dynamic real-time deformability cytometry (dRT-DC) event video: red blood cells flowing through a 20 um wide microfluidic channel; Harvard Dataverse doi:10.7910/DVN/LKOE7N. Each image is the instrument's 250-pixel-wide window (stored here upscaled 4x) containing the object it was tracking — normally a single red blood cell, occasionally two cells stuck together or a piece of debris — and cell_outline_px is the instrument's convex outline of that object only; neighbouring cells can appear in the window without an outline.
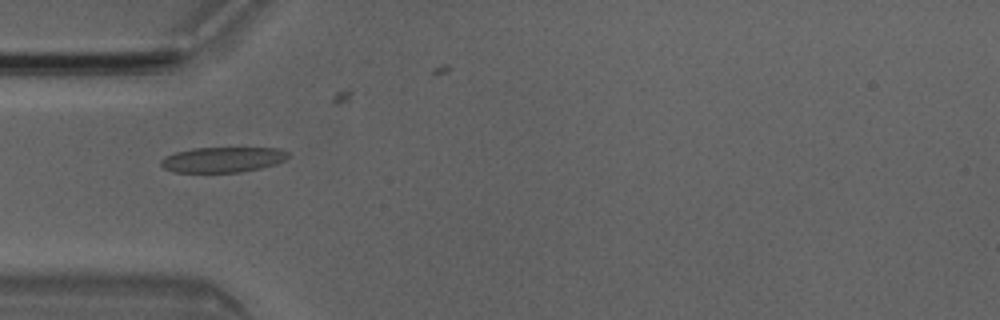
{"species": "Egyptian fruit bat (a non-hibernating species)", "species_latin": "Rousettus aegyptiacus", "temperature_condition": "room temperature", "stored_images_in_passage": 3, "camera_frame_rate_fps": 3000, "um_per_image_px": 0.085, "animal": {"sex": "male"}, "frame": {"image": 1, "passage_image": 2, "time_ms": 0.333, "image_size_px": [1000, 320], "cell_outline_px": [[288, 156], [284, 160], [276, 164], [260, 168], [240, 172], [176, 172], [164, 168], [160, 164], [160, 160], [164, 156], [176, 152], [192, 148], [280, 148], [288, 152]], "centroid_in_image_um": [18.91, 13.56], "position_along_channel_um": 66.1, "area_um2": 18.73}}